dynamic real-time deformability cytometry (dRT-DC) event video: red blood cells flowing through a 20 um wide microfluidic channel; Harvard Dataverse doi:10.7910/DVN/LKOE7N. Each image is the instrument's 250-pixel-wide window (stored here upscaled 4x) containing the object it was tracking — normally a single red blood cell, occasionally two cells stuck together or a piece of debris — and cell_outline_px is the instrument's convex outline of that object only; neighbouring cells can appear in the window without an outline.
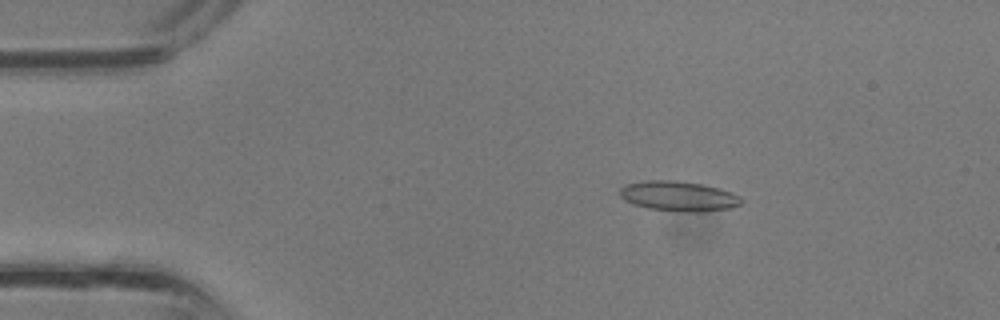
{"species": "common noctule bat (a hibernating species)", "species_latin": "Nyctalus noctula", "temperature_condition": "room temperature", "stored_images_in_passage": 38, "camera_frame_rate_fps": 3000, "um_per_image_px": 0.085, "animal": {"sex": "male", "body_mass_g": 13.3}, "frame": {"image": 1, "passage_image": 7, "time_ms": 2.0, "image_size_px": [1000, 320], "cell_outline_px": [[744, 200], [740, 204], [732, 208], [700, 212], [684, 212], [648, 208], [624, 200], [620, 196], [620, 188], [624, 184], [644, 180], [676, 180], [700, 184], [720, 188], [732, 192], [740, 196]], "centroid_in_image_um": [57.7, 16.66], "position_along_channel_um": 27.3, "area_um2": 21.39}}
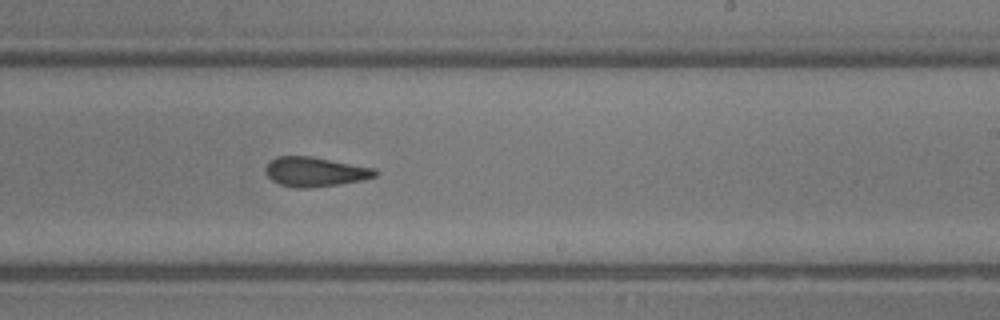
{"frame": {"image": 2, "passage_image": 23, "time_ms": 7.333, "image_size_px": [1000, 320], "cell_outline_px": [[376, 176], [364, 180], [312, 188], [296, 188], [280, 184], [272, 180], [264, 172], [268, 164], [276, 156], [308, 156], [376, 168]], "centroid_in_image_um": [26.78, 14.61], "position_along_channel_um": 262.2, "area_um2": 18.73}}
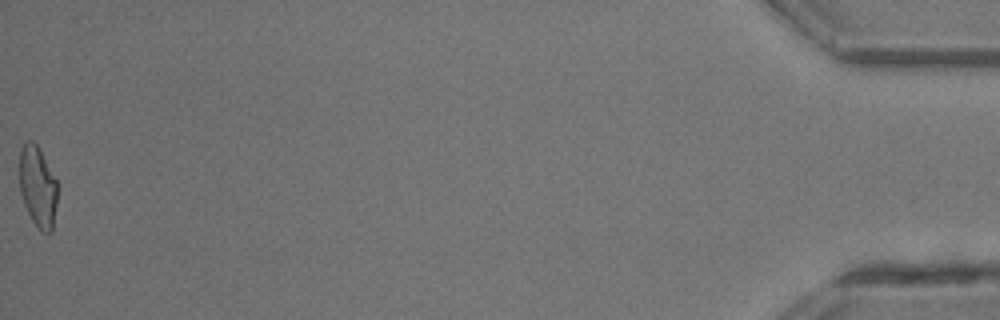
{"frame": {"image": 3, "passage_image": 38, "time_ms": 12.333, "image_size_px": [1000, 320], "cell_outline_px": [[60, 184], [52, 232], [40, 232], [32, 220], [24, 204], [20, 192], [20, 148], [28, 140], [32, 140], [40, 148]], "centroid_in_image_um": [3.26, 15.86], "position_along_channel_um": 431.9, "area_um2": 18.5}}